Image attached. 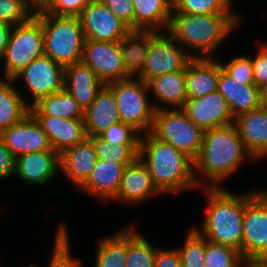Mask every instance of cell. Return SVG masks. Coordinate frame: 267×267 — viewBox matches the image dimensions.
<instances>
[{"mask_svg":"<svg viewBox=\"0 0 267 267\" xmlns=\"http://www.w3.org/2000/svg\"><path fill=\"white\" fill-rule=\"evenodd\" d=\"M12 26L6 22L0 21V59L4 55L6 46L8 44L9 35L11 32Z\"/></svg>","mask_w":267,"mask_h":267,"instance_id":"obj_46","label":"cell"},{"mask_svg":"<svg viewBox=\"0 0 267 267\" xmlns=\"http://www.w3.org/2000/svg\"><path fill=\"white\" fill-rule=\"evenodd\" d=\"M14 82L13 78L0 77V133L19 123L30 112L28 102Z\"/></svg>","mask_w":267,"mask_h":267,"instance_id":"obj_28","label":"cell"},{"mask_svg":"<svg viewBox=\"0 0 267 267\" xmlns=\"http://www.w3.org/2000/svg\"><path fill=\"white\" fill-rule=\"evenodd\" d=\"M127 228L100 239L95 267H125Z\"/></svg>","mask_w":267,"mask_h":267,"instance_id":"obj_31","label":"cell"},{"mask_svg":"<svg viewBox=\"0 0 267 267\" xmlns=\"http://www.w3.org/2000/svg\"><path fill=\"white\" fill-rule=\"evenodd\" d=\"M99 137L111 146H115L117 144H140L141 134L131 125L119 122L111 125Z\"/></svg>","mask_w":267,"mask_h":267,"instance_id":"obj_40","label":"cell"},{"mask_svg":"<svg viewBox=\"0 0 267 267\" xmlns=\"http://www.w3.org/2000/svg\"><path fill=\"white\" fill-rule=\"evenodd\" d=\"M221 64L213 57H193L186 67L187 99L217 91Z\"/></svg>","mask_w":267,"mask_h":267,"instance_id":"obj_22","label":"cell"},{"mask_svg":"<svg viewBox=\"0 0 267 267\" xmlns=\"http://www.w3.org/2000/svg\"><path fill=\"white\" fill-rule=\"evenodd\" d=\"M34 12L26 0H0V21L11 26L27 21Z\"/></svg>","mask_w":267,"mask_h":267,"instance_id":"obj_38","label":"cell"},{"mask_svg":"<svg viewBox=\"0 0 267 267\" xmlns=\"http://www.w3.org/2000/svg\"><path fill=\"white\" fill-rule=\"evenodd\" d=\"M107 86L114 93L120 122L131 125L140 134L150 132L155 111L164 108L159 103L157 106L149 102L147 83L130 77L108 83Z\"/></svg>","mask_w":267,"mask_h":267,"instance_id":"obj_6","label":"cell"},{"mask_svg":"<svg viewBox=\"0 0 267 267\" xmlns=\"http://www.w3.org/2000/svg\"><path fill=\"white\" fill-rule=\"evenodd\" d=\"M232 0H173V13L207 15L214 13H233Z\"/></svg>","mask_w":267,"mask_h":267,"instance_id":"obj_35","label":"cell"},{"mask_svg":"<svg viewBox=\"0 0 267 267\" xmlns=\"http://www.w3.org/2000/svg\"><path fill=\"white\" fill-rule=\"evenodd\" d=\"M48 136L53 150L62 153L87 138L84 119L55 116H34Z\"/></svg>","mask_w":267,"mask_h":267,"instance_id":"obj_20","label":"cell"},{"mask_svg":"<svg viewBox=\"0 0 267 267\" xmlns=\"http://www.w3.org/2000/svg\"><path fill=\"white\" fill-rule=\"evenodd\" d=\"M242 258L267 261V191L244 193Z\"/></svg>","mask_w":267,"mask_h":267,"instance_id":"obj_9","label":"cell"},{"mask_svg":"<svg viewBox=\"0 0 267 267\" xmlns=\"http://www.w3.org/2000/svg\"><path fill=\"white\" fill-rule=\"evenodd\" d=\"M60 171V154L55 150L33 152L16 158L15 175L27 184L44 185L57 177Z\"/></svg>","mask_w":267,"mask_h":267,"instance_id":"obj_16","label":"cell"},{"mask_svg":"<svg viewBox=\"0 0 267 267\" xmlns=\"http://www.w3.org/2000/svg\"><path fill=\"white\" fill-rule=\"evenodd\" d=\"M132 3L134 30L160 32L163 29L167 32L173 13V0H132Z\"/></svg>","mask_w":267,"mask_h":267,"instance_id":"obj_26","label":"cell"},{"mask_svg":"<svg viewBox=\"0 0 267 267\" xmlns=\"http://www.w3.org/2000/svg\"><path fill=\"white\" fill-rule=\"evenodd\" d=\"M98 159L117 164H132L139 157V144H117L111 146L99 136H87Z\"/></svg>","mask_w":267,"mask_h":267,"instance_id":"obj_33","label":"cell"},{"mask_svg":"<svg viewBox=\"0 0 267 267\" xmlns=\"http://www.w3.org/2000/svg\"><path fill=\"white\" fill-rule=\"evenodd\" d=\"M155 267H182L178 250L157 248Z\"/></svg>","mask_w":267,"mask_h":267,"instance_id":"obj_45","label":"cell"},{"mask_svg":"<svg viewBox=\"0 0 267 267\" xmlns=\"http://www.w3.org/2000/svg\"><path fill=\"white\" fill-rule=\"evenodd\" d=\"M161 32L150 31L146 63L143 71L137 76L146 83L156 76L185 70L193 57H199L194 52H187L186 47L183 49L180 44L178 45L168 32V37Z\"/></svg>","mask_w":267,"mask_h":267,"instance_id":"obj_10","label":"cell"},{"mask_svg":"<svg viewBox=\"0 0 267 267\" xmlns=\"http://www.w3.org/2000/svg\"><path fill=\"white\" fill-rule=\"evenodd\" d=\"M217 91L226 99L234 117L262 106L261 90L255 85L239 84L222 69Z\"/></svg>","mask_w":267,"mask_h":267,"instance_id":"obj_25","label":"cell"},{"mask_svg":"<svg viewBox=\"0 0 267 267\" xmlns=\"http://www.w3.org/2000/svg\"><path fill=\"white\" fill-rule=\"evenodd\" d=\"M27 3L36 11L42 9L49 0H26Z\"/></svg>","mask_w":267,"mask_h":267,"instance_id":"obj_47","label":"cell"},{"mask_svg":"<svg viewBox=\"0 0 267 267\" xmlns=\"http://www.w3.org/2000/svg\"><path fill=\"white\" fill-rule=\"evenodd\" d=\"M243 261L234 248L206 240L204 267H241Z\"/></svg>","mask_w":267,"mask_h":267,"instance_id":"obj_36","label":"cell"},{"mask_svg":"<svg viewBox=\"0 0 267 267\" xmlns=\"http://www.w3.org/2000/svg\"><path fill=\"white\" fill-rule=\"evenodd\" d=\"M127 165L130 164H117L98 159L87 180L79 189L101 201H113L118 194L122 175Z\"/></svg>","mask_w":267,"mask_h":267,"instance_id":"obj_19","label":"cell"},{"mask_svg":"<svg viewBox=\"0 0 267 267\" xmlns=\"http://www.w3.org/2000/svg\"><path fill=\"white\" fill-rule=\"evenodd\" d=\"M105 84L82 61L64 67V88L85 110Z\"/></svg>","mask_w":267,"mask_h":267,"instance_id":"obj_21","label":"cell"},{"mask_svg":"<svg viewBox=\"0 0 267 267\" xmlns=\"http://www.w3.org/2000/svg\"><path fill=\"white\" fill-rule=\"evenodd\" d=\"M44 34V55L63 67L82 60L85 36L78 17L56 16L36 10Z\"/></svg>","mask_w":267,"mask_h":267,"instance_id":"obj_5","label":"cell"},{"mask_svg":"<svg viewBox=\"0 0 267 267\" xmlns=\"http://www.w3.org/2000/svg\"><path fill=\"white\" fill-rule=\"evenodd\" d=\"M262 107L267 109V87L261 90Z\"/></svg>","mask_w":267,"mask_h":267,"instance_id":"obj_49","label":"cell"},{"mask_svg":"<svg viewBox=\"0 0 267 267\" xmlns=\"http://www.w3.org/2000/svg\"><path fill=\"white\" fill-rule=\"evenodd\" d=\"M33 116H55L67 119H84V109L65 89L41 98L30 107Z\"/></svg>","mask_w":267,"mask_h":267,"instance_id":"obj_29","label":"cell"},{"mask_svg":"<svg viewBox=\"0 0 267 267\" xmlns=\"http://www.w3.org/2000/svg\"><path fill=\"white\" fill-rule=\"evenodd\" d=\"M97 160V153L86 138L60 153V170L79 188L87 180Z\"/></svg>","mask_w":267,"mask_h":267,"instance_id":"obj_24","label":"cell"},{"mask_svg":"<svg viewBox=\"0 0 267 267\" xmlns=\"http://www.w3.org/2000/svg\"><path fill=\"white\" fill-rule=\"evenodd\" d=\"M93 0H49L42 8L45 13L56 16L78 17Z\"/></svg>","mask_w":267,"mask_h":267,"instance_id":"obj_41","label":"cell"},{"mask_svg":"<svg viewBox=\"0 0 267 267\" xmlns=\"http://www.w3.org/2000/svg\"><path fill=\"white\" fill-rule=\"evenodd\" d=\"M133 227L127 228V255L125 267H155L157 247H154Z\"/></svg>","mask_w":267,"mask_h":267,"instance_id":"obj_32","label":"cell"},{"mask_svg":"<svg viewBox=\"0 0 267 267\" xmlns=\"http://www.w3.org/2000/svg\"><path fill=\"white\" fill-rule=\"evenodd\" d=\"M150 132L193 160L200 153L204 131L182 109L165 108L155 111Z\"/></svg>","mask_w":267,"mask_h":267,"instance_id":"obj_7","label":"cell"},{"mask_svg":"<svg viewBox=\"0 0 267 267\" xmlns=\"http://www.w3.org/2000/svg\"><path fill=\"white\" fill-rule=\"evenodd\" d=\"M159 193L147 166L138 157L125 167L118 194L114 200L134 205V203L144 202L149 196L160 195Z\"/></svg>","mask_w":267,"mask_h":267,"instance_id":"obj_18","label":"cell"},{"mask_svg":"<svg viewBox=\"0 0 267 267\" xmlns=\"http://www.w3.org/2000/svg\"><path fill=\"white\" fill-rule=\"evenodd\" d=\"M240 19L236 13H172L167 32L183 48L201 52L199 57H213L227 36L238 27Z\"/></svg>","mask_w":267,"mask_h":267,"instance_id":"obj_3","label":"cell"},{"mask_svg":"<svg viewBox=\"0 0 267 267\" xmlns=\"http://www.w3.org/2000/svg\"><path fill=\"white\" fill-rule=\"evenodd\" d=\"M208 206L202 229L194 227L206 240L239 251L242 256L244 194L223 187L204 189Z\"/></svg>","mask_w":267,"mask_h":267,"instance_id":"obj_4","label":"cell"},{"mask_svg":"<svg viewBox=\"0 0 267 267\" xmlns=\"http://www.w3.org/2000/svg\"><path fill=\"white\" fill-rule=\"evenodd\" d=\"M106 5L113 14L134 30V7L132 0H98Z\"/></svg>","mask_w":267,"mask_h":267,"instance_id":"obj_43","label":"cell"},{"mask_svg":"<svg viewBox=\"0 0 267 267\" xmlns=\"http://www.w3.org/2000/svg\"><path fill=\"white\" fill-rule=\"evenodd\" d=\"M120 122L113 91L105 85L95 100L84 110V125L87 136H99L111 125Z\"/></svg>","mask_w":267,"mask_h":267,"instance_id":"obj_23","label":"cell"},{"mask_svg":"<svg viewBox=\"0 0 267 267\" xmlns=\"http://www.w3.org/2000/svg\"><path fill=\"white\" fill-rule=\"evenodd\" d=\"M234 124L243 144L257 161L267 156V109L262 106L258 109L244 112L235 117Z\"/></svg>","mask_w":267,"mask_h":267,"instance_id":"obj_17","label":"cell"},{"mask_svg":"<svg viewBox=\"0 0 267 267\" xmlns=\"http://www.w3.org/2000/svg\"><path fill=\"white\" fill-rule=\"evenodd\" d=\"M182 110L203 131L234 123L229 104L218 92L187 99Z\"/></svg>","mask_w":267,"mask_h":267,"instance_id":"obj_14","label":"cell"},{"mask_svg":"<svg viewBox=\"0 0 267 267\" xmlns=\"http://www.w3.org/2000/svg\"><path fill=\"white\" fill-rule=\"evenodd\" d=\"M254 85L260 90L267 87V43L260 44L256 56L251 55Z\"/></svg>","mask_w":267,"mask_h":267,"instance_id":"obj_42","label":"cell"},{"mask_svg":"<svg viewBox=\"0 0 267 267\" xmlns=\"http://www.w3.org/2000/svg\"><path fill=\"white\" fill-rule=\"evenodd\" d=\"M16 157L5 146V143L0 136V180L15 176Z\"/></svg>","mask_w":267,"mask_h":267,"instance_id":"obj_44","label":"cell"},{"mask_svg":"<svg viewBox=\"0 0 267 267\" xmlns=\"http://www.w3.org/2000/svg\"><path fill=\"white\" fill-rule=\"evenodd\" d=\"M246 156L255 162L234 123L208 129L203 132L201 150L194 160V171L202 172L206 181H211L206 187L218 188L223 180L238 170Z\"/></svg>","mask_w":267,"mask_h":267,"instance_id":"obj_2","label":"cell"},{"mask_svg":"<svg viewBox=\"0 0 267 267\" xmlns=\"http://www.w3.org/2000/svg\"><path fill=\"white\" fill-rule=\"evenodd\" d=\"M23 79L33 101L29 107L41 98L54 94L64 88V67L54 62L49 56L43 55L24 67L14 80Z\"/></svg>","mask_w":267,"mask_h":267,"instance_id":"obj_12","label":"cell"},{"mask_svg":"<svg viewBox=\"0 0 267 267\" xmlns=\"http://www.w3.org/2000/svg\"><path fill=\"white\" fill-rule=\"evenodd\" d=\"M86 40L119 42L130 27L98 0H93L78 16Z\"/></svg>","mask_w":267,"mask_h":267,"instance_id":"obj_13","label":"cell"},{"mask_svg":"<svg viewBox=\"0 0 267 267\" xmlns=\"http://www.w3.org/2000/svg\"><path fill=\"white\" fill-rule=\"evenodd\" d=\"M177 250L182 267H204L206 239L195 228L189 230L184 245Z\"/></svg>","mask_w":267,"mask_h":267,"instance_id":"obj_34","label":"cell"},{"mask_svg":"<svg viewBox=\"0 0 267 267\" xmlns=\"http://www.w3.org/2000/svg\"><path fill=\"white\" fill-rule=\"evenodd\" d=\"M52 259L49 267H81L82 262L72 257L70 252V239L66 225L64 223L58 226Z\"/></svg>","mask_w":267,"mask_h":267,"instance_id":"obj_37","label":"cell"},{"mask_svg":"<svg viewBox=\"0 0 267 267\" xmlns=\"http://www.w3.org/2000/svg\"><path fill=\"white\" fill-rule=\"evenodd\" d=\"M147 85L149 93L153 94L157 102L175 107V109L183 108L187 100L186 69L151 78Z\"/></svg>","mask_w":267,"mask_h":267,"instance_id":"obj_27","label":"cell"},{"mask_svg":"<svg viewBox=\"0 0 267 267\" xmlns=\"http://www.w3.org/2000/svg\"><path fill=\"white\" fill-rule=\"evenodd\" d=\"M220 64L222 69L234 81H238L241 85H254L251 56L239 55L234 57L229 63L220 62Z\"/></svg>","mask_w":267,"mask_h":267,"instance_id":"obj_39","label":"cell"},{"mask_svg":"<svg viewBox=\"0 0 267 267\" xmlns=\"http://www.w3.org/2000/svg\"><path fill=\"white\" fill-rule=\"evenodd\" d=\"M0 136L16 158L26 153L53 150L48 136L30 112L19 123L3 130Z\"/></svg>","mask_w":267,"mask_h":267,"instance_id":"obj_15","label":"cell"},{"mask_svg":"<svg viewBox=\"0 0 267 267\" xmlns=\"http://www.w3.org/2000/svg\"><path fill=\"white\" fill-rule=\"evenodd\" d=\"M243 263H242L241 267H267V261H263V260H259V261H243Z\"/></svg>","mask_w":267,"mask_h":267,"instance_id":"obj_48","label":"cell"},{"mask_svg":"<svg viewBox=\"0 0 267 267\" xmlns=\"http://www.w3.org/2000/svg\"><path fill=\"white\" fill-rule=\"evenodd\" d=\"M16 27V28H15ZM44 34L41 21L33 14L27 21L12 26L2 59L4 78H14L33 60L44 55Z\"/></svg>","mask_w":267,"mask_h":267,"instance_id":"obj_8","label":"cell"},{"mask_svg":"<svg viewBox=\"0 0 267 267\" xmlns=\"http://www.w3.org/2000/svg\"><path fill=\"white\" fill-rule=\"evenodd\" d=\"M149 44L150 31L131 30L119 41L124 65L131 77L143 71Z\"/></svg>","mask_w":267,"mask_h":267,"instance_id":"obj_30","label":"cell"},{"mask_svg":"<svg viewBox=\"0 0 267 267\" xmlns=\"http://www.w3.org/2000/svg\"><path fill=\"white\" fill-rule=\"evenodd\" d=\"M107 85L128 79L119 42L85 40L82 60Z\"/></svg>","mask_w":267,"mask_h":267,"instance_id":"obj_11","label":"cell"},{"mask_svg":"<svg viewBox=\"0 0 267 267\" xmlns=\"http://www.w3.org/2000/svg\"><path fill=\"white\" fill-rule=\"evenodd\" d=\"M139 158L147 166L161 195L203 185L200 182L202 179H197L195 175L194 160L151 132L140 137Z\"/></svg>","mask_w":267,"mask_h":267,"instance_id":"obj_1","label":"cell"}]
</instances>
